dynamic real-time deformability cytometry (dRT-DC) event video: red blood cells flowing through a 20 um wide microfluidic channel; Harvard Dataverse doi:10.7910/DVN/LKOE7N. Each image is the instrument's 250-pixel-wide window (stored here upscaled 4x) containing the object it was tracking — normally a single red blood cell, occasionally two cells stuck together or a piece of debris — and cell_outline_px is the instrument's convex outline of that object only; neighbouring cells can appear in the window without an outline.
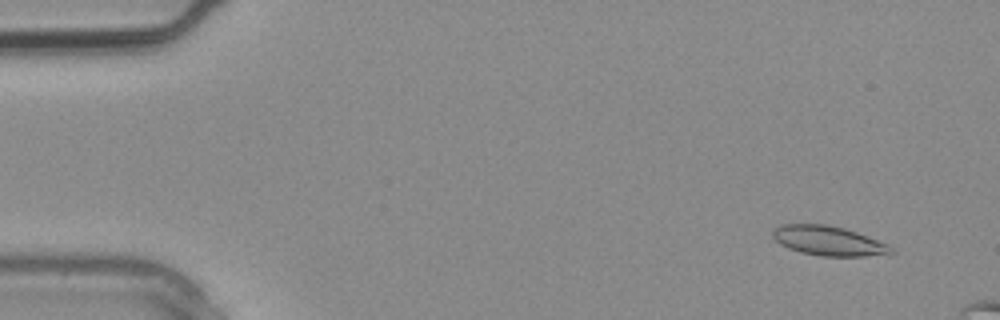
{"species": "common noctule bat (a hibernating species)", "species_latin": "Nyctalus noctula", "temperature_condition": "warm", "stored_images_in_passage": 3, "camera_frame_rate_fps": 3000, "um_per_image_px": 0.085, "animal": {"sex": "male", "body_mass_g": 20.4}, "frame": {"image": 1, "passage_image": 1, "time_ms": 0.0, "image_size_px": [1000, 320], "cell_outline_px": [[896, 252], [864, 256], [820, 256], [800, 252], [788, 248], [780, 244], [772, 236], [772, 232], [780, 224], [824, 224], [844, 228], [856, 232], [888, 244]], "centroid_in_image_um": [70.39, 20.47], "position_along_channel_um": 14.6, "area_um2": 20.23}}